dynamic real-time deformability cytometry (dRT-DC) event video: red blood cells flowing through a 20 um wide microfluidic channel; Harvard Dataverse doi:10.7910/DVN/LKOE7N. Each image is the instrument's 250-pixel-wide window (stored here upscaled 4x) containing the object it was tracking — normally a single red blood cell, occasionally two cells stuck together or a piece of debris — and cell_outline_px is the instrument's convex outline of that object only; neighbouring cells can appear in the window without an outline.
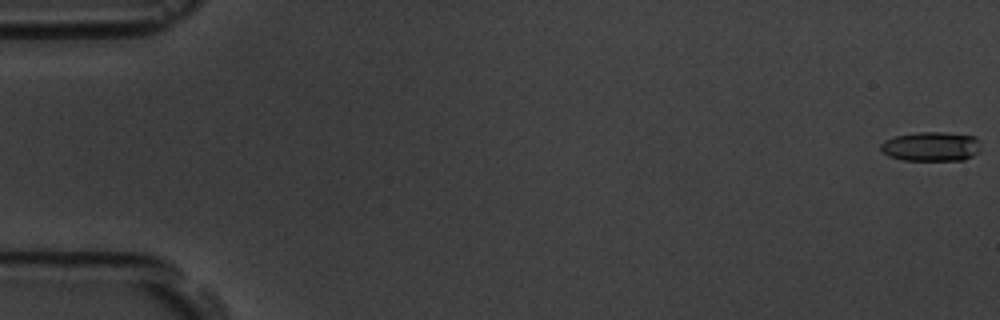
{"species": "common noctule bat (a hibernating species)", "species_latin": "Nyctalus noctula", "temperature_condition": "room temperature", "stored_images_in_passage": 57, "camera_frame_rate_fps": 3000, "um_per_image_px": 0.085, "animal": {"sex": "male", "body_mass_g": 19.5, "forearm_length_mm": 54.6}, "frame": {"image": 1, "passage_image": 1, "time_ms": 0.0, "image_size_px": [1000, 320], "cell_outline_px": [[980, 152], [964, 160], [904, 160], [888, 156], [880, 148], [880, 144], [884, 140], [896, 136], [916, 132], [944, 132], [976, 136]], "centroid_in_image_um": [79.15, 12.45], "position_along_channel_um": 5.9, "area_um2": 17.17}}
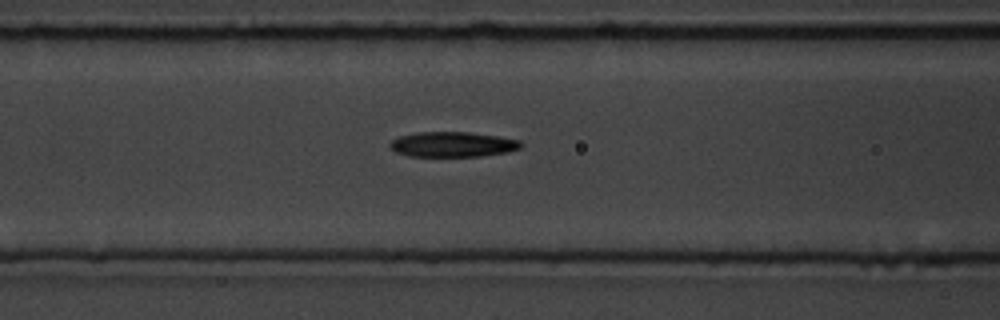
{"frame": {"image": 2, "passage_image": 24, "time_ms": 7.667, "image_size_px": [1000, 320], "cell_outline_px": [[524, 144], [520, 148], [508, 152], [480, 156], [408, 156], [396, 152], [388, 144], [392, 140], [400, 136], [416, 132], [468, 132], [496, 136], [520, 140]], "centroid_in_image_um": [38.48, 12.27], "position_along_channel_um": 128.1, "area_um2": 19.13}}
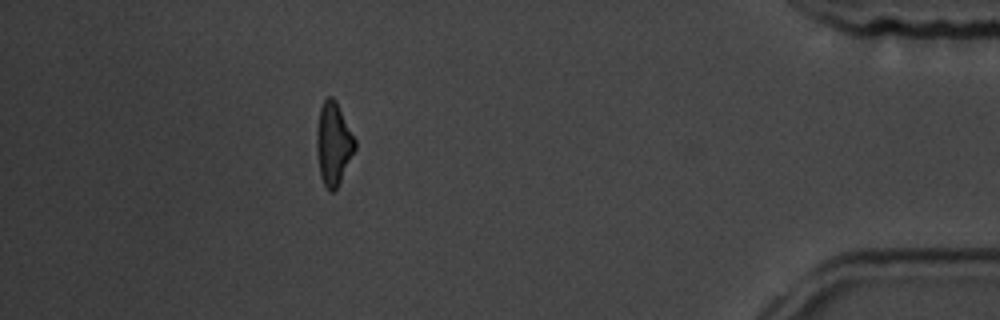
{"frame": {"image": 3, "passage_image": 51, "time_ms": 16.667, "image_size_px": [1000, 320], "cell_outline_px": [[356, 148], [336, 188], [332, 192], [328, 192], [320, 176], [316, 148], [316, 128], [320, 108], [324, 100], [328, 96], [332, 96], [336, 100], [356, 140]], "centroid_in_image_um": [28.33, 12.19], "position_along_channel_um": 406.9, "area_um2": 18.44}, "authors_computed_cell_mechanics": {"area_um2": 18.9006, "velocity_mm_per_s": 3.6741, "shape_relaxation_time_tau1_ms": 4.1028, "shape_relaxation_time_tau2_ms": 7.0844, "deformation_change_tau1": 0.1676, "deformation_change_tau2": 0.1935}}